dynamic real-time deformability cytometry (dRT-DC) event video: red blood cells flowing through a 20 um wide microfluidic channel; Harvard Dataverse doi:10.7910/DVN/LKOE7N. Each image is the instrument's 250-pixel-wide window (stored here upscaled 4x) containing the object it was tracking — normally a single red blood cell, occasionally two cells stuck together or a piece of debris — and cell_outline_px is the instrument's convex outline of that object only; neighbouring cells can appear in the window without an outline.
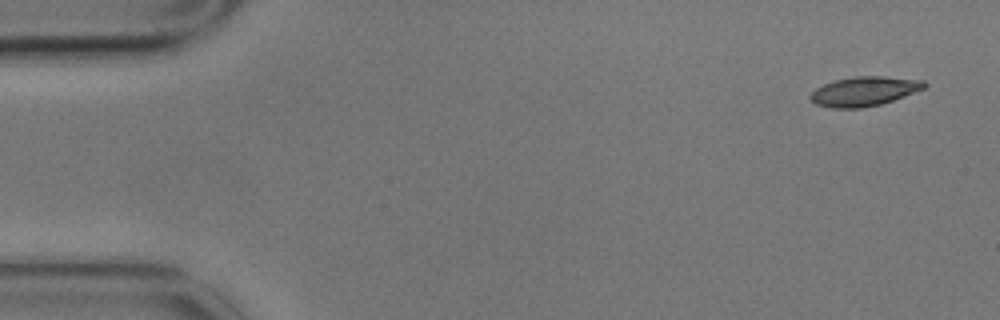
{"species": "common noctule bat (a hibernating species)", "species_latin": "Nyctalus noctula", "temperature_condition": "cold", "stored_images_in_passage": 6, "camera_frame_rate_fps": 3000, "um_per_image_px": 0.085, "animal": {"sex": "male", "body_mass_g": 17.9}, "frame": {"image": 1, "passage_image": 1, "time_ms": 0.0, "image_size_px": [1000, 320], "cell_outline_px": [[928, 84], [924, 88], [904, 96], [880, 104], [860, 108], [832, 108], [816, 104], [808, 96], [816, 88], [824, 84], [836, 80], [856, 76], [884, 76], [924, 80]], "centroid_in_image_um": [73.46, 7.75], "position_along_channel_um": 11.5, "area_um2": 19.36}}
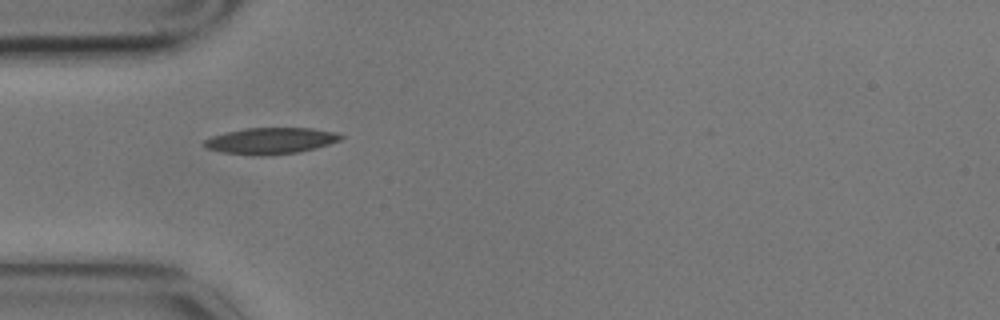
{"frame": {"image": 2, "passage_image": 5, "time_ms": 1.333, "image_size_px": [1000, 320], "cell_outline_px": [[344, 136], [340, 140], [328, 144], [296, 152], [264, 156], [252, 156], [224, 152], [208, 148], [200, 144], [204, 140], [212, 136], [244, 128], [312, 128], [336, 132]], "centroid_in_image_um": [22.98, 11.96], "position_along_channel_um": 62.0, "area_um2": 20.81}}